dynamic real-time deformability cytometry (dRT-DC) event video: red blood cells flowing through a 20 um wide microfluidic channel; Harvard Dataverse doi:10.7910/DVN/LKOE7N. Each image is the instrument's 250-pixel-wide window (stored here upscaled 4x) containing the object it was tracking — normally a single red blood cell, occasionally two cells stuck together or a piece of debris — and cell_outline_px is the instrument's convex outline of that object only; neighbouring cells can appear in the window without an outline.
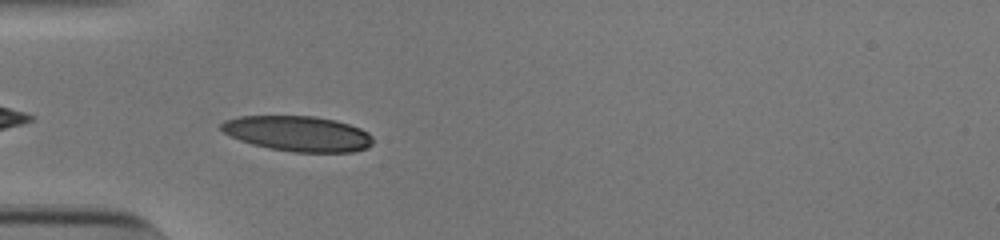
{"species": "human", "species_latin": "Homo sapiens", "temperature_condition": "cold", "stored_images_in_passage": 38, "camera_frame_rate_fps": 3000, "um_per_image_px": 0.085, "donor": {"sex": "male"}, "frame": {"image": 1, "passage_image": 2, "time_ms": 0.333, "image_size_px": [1000, 240], "cell_outline_px": [[372, 144], [368, 148], [352, 152], [292, 152], [268, 148], [252, 144], [240, 140], [224, 132], [220, 128], [220, 124], [224, 120], [240, 116], [312, 116], [336, 120], [360, 128], [368, 132], [372, 136]], "centroid_in_image_um": [25.33, 11.36], "position_along_channel_um": 59.7, "area_um2": 31.27}}
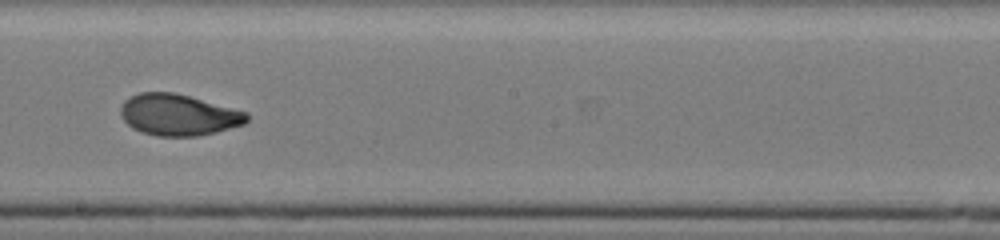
{"frame": {"image": 2, "passage_image": 16, "time_ms": 5.0, "image_size_px": [1000, 240], "cell_outline_px": [[248, 120], [244, 124], [216, 132], [196, 136], [156, 136], [140, 132], [132, 128], [124, 120], [120, 112], [120, 108], [124, 100], [140, 92], [172, 92], [188, 96], [248, 112]], "centroid_in_image_um": [15.15, 9.77], "position_along_channel_um": 233.0, "area_um2": 30.29}}
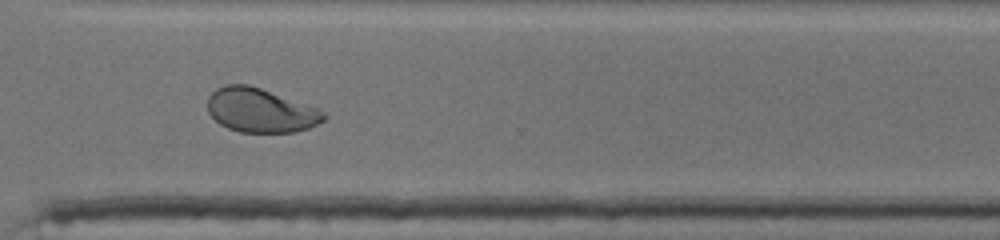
{"frame": {"image": 3, "passage_image": 25, "time_ms": 8.0, "image_size_px": [1000, 240], "cell_outline_px": [[324, 120], [308, 128], [292, 132], [240, 132], [228, 128], [220, 124], [208, 112], [208, 96], [216, 88], [228, 84], [248, 84], [320, 108], [324, 112]], "centroid_in_image_um": [22.13, 9.37], "position_along_channel_um": 348.5, "area_um2": 29.71}, "authors_computed_cell_mechanics": {"area_um2": 31.1542, "velocity_mm_per_s": 3.8364, "shape_relaxation_time_tau1_ms": 4.4575, "shape_relaxation_time_tau2_ms": 1.0769, "deformation_change_tau1": 0.1921, "deformation_change_tau2": 0.062}}